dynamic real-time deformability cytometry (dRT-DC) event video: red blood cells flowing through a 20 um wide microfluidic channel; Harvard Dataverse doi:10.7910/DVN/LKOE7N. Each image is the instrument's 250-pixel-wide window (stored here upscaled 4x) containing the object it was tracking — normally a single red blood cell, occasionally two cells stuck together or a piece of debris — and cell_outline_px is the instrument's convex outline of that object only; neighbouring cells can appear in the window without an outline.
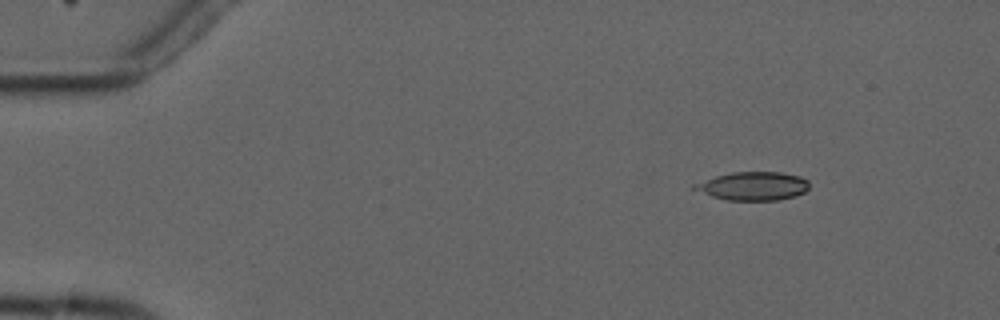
{"species": "common noctule bat (a hibernating species)", "species_latin": "Nyctalus noctula", "temperature_condition": "cold", "stored_images_in_passage": 6, "camera_frame_rate_fps": 3000, "um_per_image_px": 0.085, "animal": {"sex": "male", "forearm_length_mm": 52.5}, "frame": {"image": 1, "passage_image": 1, "time_ms": 0.0, "image_size_px": [1000, 320], "cell_outline_px": [[808, 188], [804, 192], [796, 196], [776, 200], [724, 200], [712, 196], [692, 188], [692, 184], [716, 176], [732, 172], [780, 172], [800, 176], [808, 180]], "centroid_in_image_um": [64.02, 15.81], "position_along_channel_um": 21.0, "area_um2": 18.96}}
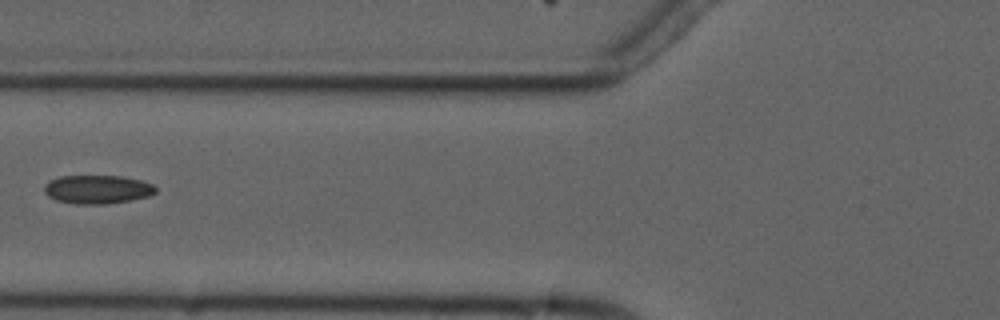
{"frame": {"image": 2, "passage_image": 5, "time_ms": 5.0, "image_size_px": [1000, 320], "cell_outline_px": [[156, 192], [148, 196], [132, 200], [104, 204], [76, 204], [56, 200], [48, 196], [44, 192], [44, 184], [48, 180], [60, 176], [124, 176], [140, 180], [152, 184], [156, 188]], "centroid_in_image_um": [8.25, 16.09], "position_along_channel_um": 117.5, "area_um2": 18.67}}
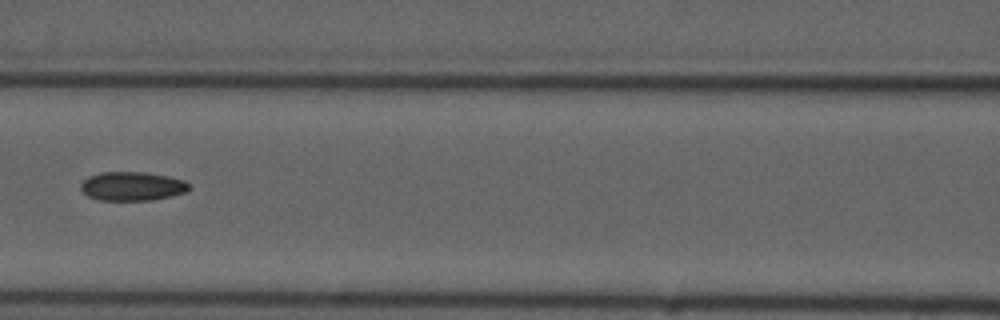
{"frame": {"image": 3, "passage_image": 6, "time_ms": 6.0, "image_size_px": [1000, 320], "cell_outline_px": [[192, 188], [184, 192], [152, 200], [100, 200], [88, 196], [80, 188], [80, 184], [88, 176], [100, 172], [144, 172], [168, 176], [184, 180]], "centroid_in_image_um": [11.21, 15.82], "position_along_channel_um": 155.4, "area_um2": 18.15}}